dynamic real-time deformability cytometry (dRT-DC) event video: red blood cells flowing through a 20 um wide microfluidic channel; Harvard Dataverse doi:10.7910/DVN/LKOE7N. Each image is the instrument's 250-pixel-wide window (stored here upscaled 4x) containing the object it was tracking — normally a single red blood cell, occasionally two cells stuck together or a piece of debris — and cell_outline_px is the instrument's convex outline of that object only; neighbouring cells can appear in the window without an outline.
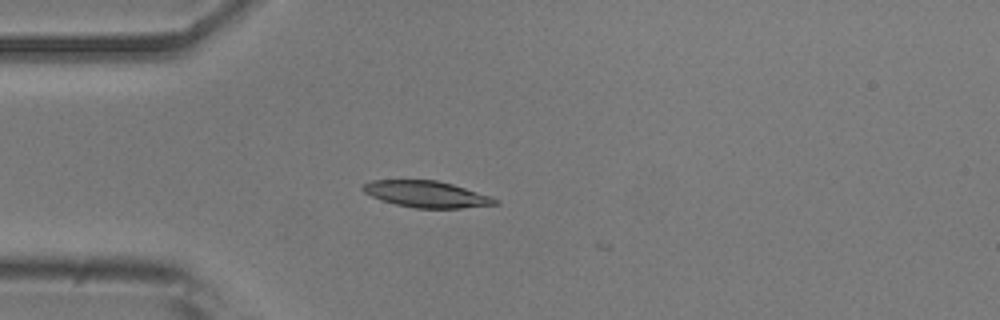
{"species": "common noctule bat (a hibernating species)", "species_latin": "Nyctalus noctula", "temperature_condition": "room temperature", "stored_images_in_passage": 1, "camera_frame_rate_fps": 3000, "um_per_image_px": 0.085, "animal": {"sex": "male", "body_mass_g": 20.5, "forearm_length_mm": 52.5}, "frame": {"image": 1, "passage_image": 1, "time_ms": 0.0, "image_size_px": [1000, 320], "cell_outline_px": [[500, 204], [460, 208], [416, 208], [396, 204], [372, 196], [364, 192], [360, 188], [360, 184], [372, 180], [436, 180], [452, 184], [492, 196], [500, 200]], "centroid_in_image_um": [36.27, 16.5], "position_along_channel_um": 48.7, "area_um2": 20.4}}